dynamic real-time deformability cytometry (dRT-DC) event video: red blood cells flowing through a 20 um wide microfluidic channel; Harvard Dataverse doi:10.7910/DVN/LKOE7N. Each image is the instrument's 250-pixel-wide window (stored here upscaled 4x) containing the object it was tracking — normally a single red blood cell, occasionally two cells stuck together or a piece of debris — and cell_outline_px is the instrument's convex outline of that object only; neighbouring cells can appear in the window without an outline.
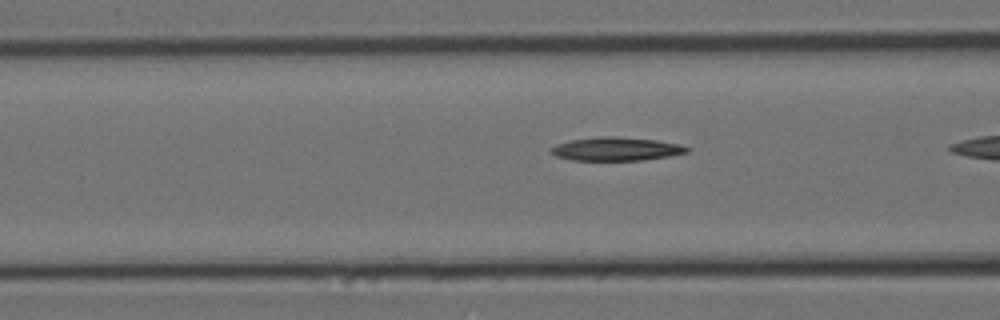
{"species": "Egyptian fruit bat (a non-hibernating species)", "species_latin": "Rousettus aegyptiacus", "temperature_condition": "cold", "stored_images_in_passage": 24, "segment_of_instrument_passage": [2, 2], "camera_frame_rate_fps": 3000, "um_per_image_px": 0.085, "animal": {"sex": "female"}, "frame": {"image": 1, "passage_image": 19, "time_ms": 6.0, "image_size_px": [1000, 320], "cell_outline_px": [[692, 148], [688, 152], [668, 156], [640, 160], [572, 160], [556, 156], [552, 152], [552, 148], [556, 144], [572, 140], [600, 136], [616, 136], [656, 140], [680, 144]], "centroid_in_image_um": [52.42, 12.65], "position_along_channel_um": 114.2, "area_um2": 18.44}}